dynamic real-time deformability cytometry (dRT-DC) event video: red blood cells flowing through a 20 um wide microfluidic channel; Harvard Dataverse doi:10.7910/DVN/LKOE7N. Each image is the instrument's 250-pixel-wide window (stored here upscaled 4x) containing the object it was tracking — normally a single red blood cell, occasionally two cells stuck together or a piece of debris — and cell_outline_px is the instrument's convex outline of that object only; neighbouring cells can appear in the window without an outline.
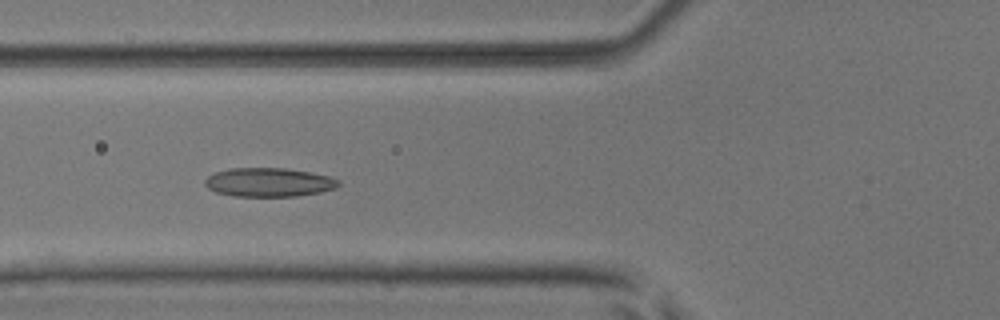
{"species": "common noctule bat (a hibernating species)", "species_latin": "Nyctalus noctula", "temperature_condition": "room temperature", "stored_images_in_passage": 36, "camera_frame_rate_fps": 3000, "um_per_image_px": 0.085, "animal": {"sex": "male", "body_mass_g": 17.9, "forearm_length_mm": 54.2}, "frame": {"image": 1, "passage_image": 5, "time_ms": 1.333, "image_size_px": [1000, 320], "cell_outline_px": [[340, 184], [336, 188], [320, 192], [296, 196], [232, 196], [216, 192], [208, 188], [204, 184], [204, 180], [208, 176], [216, 172], [232, 168], [284, 168], [308, 172], [328, 176], [340, 180]], "centroid_in_image_um": [22.84, 15.5], "position_along_channel_um": 103.0, "area_um2": 22.37}}
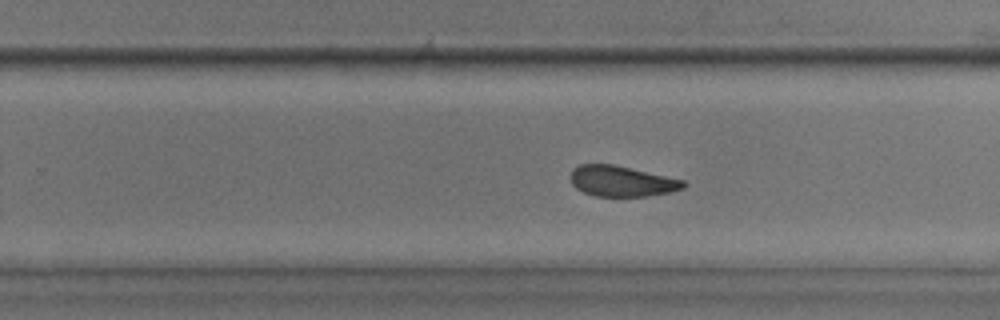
{"frame": {"image": 2, "passage_image": 18, "time_ms": 5.667, "image_size_px": [1000, 320], "cell_outline_px": [[688, 184], [684, 188], [672, 192], [648, 196], [596, 196], [584, 192], [576, 188], [572, 184], [568, 176], [572, 168], [580, 164], [612, 164], [684, 180]], "centroid_in_image_um": [52.82, 15.4], "position_along_channel_um": 277.0, "area_um2": 20.29}}
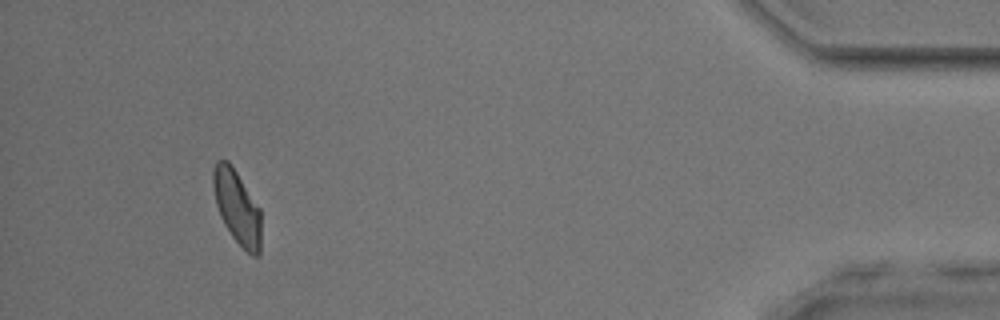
{"frame": {"image": 3, "passage_image": 33, "time_ms": 10.667, "image_size_px": [1000, 320], "cell_outline_px": [[260, 256], [252, 256], [232, 236], [224, 224], [220, 216], [216, 204], [212, 184], [212, 172], [216, 160], [228, 160], [260, 208]], "centroid_in_image_um": [20.13, 17.59], "position_along_channel_um": 415.1, "area_um2": 20.46}, "authors_computed_cell_mechanics": {"area_um2": 20.9525, "velocity_mm_per_s": 4.0242, "shape_relaxation_time_tau1_ms": 7.3903, "shape_relaxation_time_tau2_ms": 2.8915, "deformation_change_tau1": 0.1272, "deformation_change_tau2": 0.0915}}